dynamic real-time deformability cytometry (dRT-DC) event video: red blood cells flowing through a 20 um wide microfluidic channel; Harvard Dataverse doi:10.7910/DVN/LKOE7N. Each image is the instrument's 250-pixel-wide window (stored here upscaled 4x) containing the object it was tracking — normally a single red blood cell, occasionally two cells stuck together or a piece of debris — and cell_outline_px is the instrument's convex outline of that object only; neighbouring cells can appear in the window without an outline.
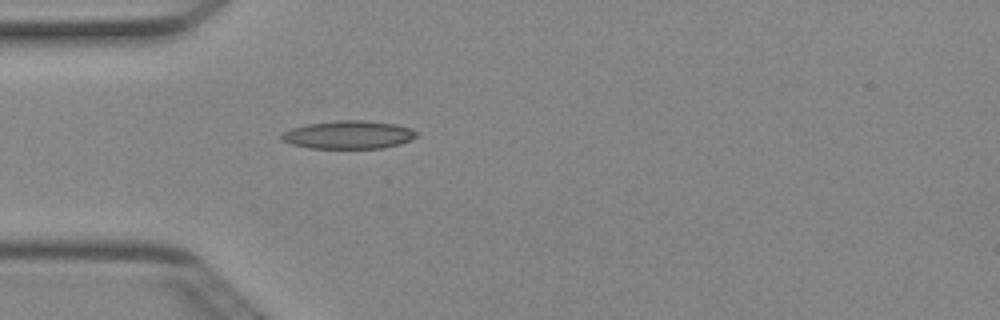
{"species": "Egyptian fruit bat (a non-hibernating species)", "species_latin": "Rousettus aegyptiacus", "temperature_condition": "cold", "stored_images_in_passage": 1, "camera_frame_rate_fps": 3000, "um_per_image_px": 0.085, "animal": {"sex": "female"}, "frame": {"image": 1, "passage_image": 1, "time_ms": 0.0, "image_size_px": [1000, 320], "cell_outline_px": [[416, 136], [400, 144], [380, 148], [312, 148], [292, 144], [280, 140], [280, 136], [284, 132], [292, 128], [308, 124], [336, 120], [364, 120], [396, 124], [412, 128], [416, 132]], "centroid_in_image_um": [29.62, 11.45], "position_along_channel_um": 55.4, "area_um2": 21.96}}